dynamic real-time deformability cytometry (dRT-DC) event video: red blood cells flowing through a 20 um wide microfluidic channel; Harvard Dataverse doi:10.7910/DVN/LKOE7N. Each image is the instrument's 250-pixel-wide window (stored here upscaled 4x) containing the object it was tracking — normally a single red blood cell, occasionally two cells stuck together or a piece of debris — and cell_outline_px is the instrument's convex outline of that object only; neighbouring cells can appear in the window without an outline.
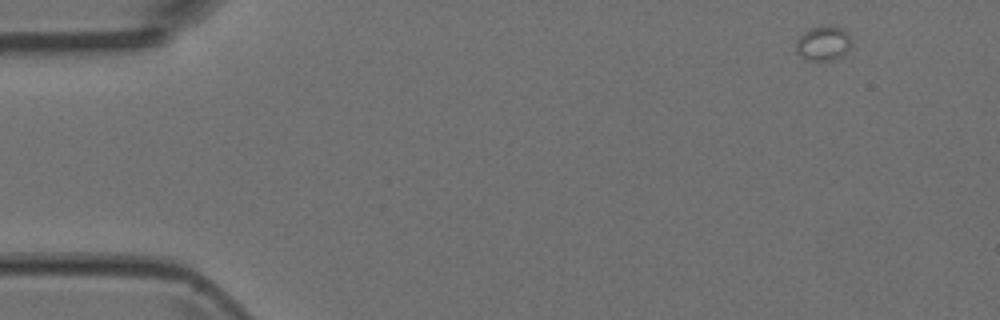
{"species": "Egyptian fruit bat (a non-hibernating species)", "species_latin": "Rousettus aegyptiacus", "temperature_condition": "room temperature", "stored_images_in_passage": 4, "camera_frame_rate_fps": 3000, "um_per_image_px": 0.085, "animal": {"sex": "female"}, "frame": {"image": 1, "passage_image": 1, "time_ms": 0.0, "image_size_px": [1000, 320], "cell_outline_px": [[852, 44], [844, 56], [836, 60], [804, 60], [796, 52], [796, 40], [804, 32], [812, 28], [840, 28], [852, 40]], "centroid_in_image_um": [69.97, 3.76], "position_along_channel_um": 15.0, "area_um2": 10.92}}